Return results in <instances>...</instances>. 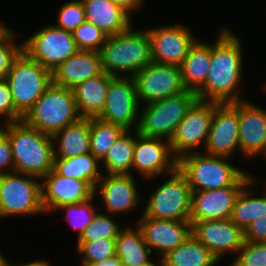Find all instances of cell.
<instances>
[{
    "instance_id": "obj_21",
    "label": "cell",
    "mask_w": 266,
    "mask_h": 266,
    "mask_svg": "<svg viewBox=\"0 0 266 266\" xmlns=\"http://www.w3.org/2000/svg\"><path fill=\"white\" fill-rule=\"evenodd\" d=\"M94 196V188L86 181L65 177L52 169L41 178V202L51 214L65 204L81 203Z\"/></svg>"
},
{
    "instance_id": "obj_27",
    "label": "cell",
    "mask_w": 266,
    "mask_h": 266,
    "mask_svg": "<svg viewBox=\"0 0 266 266\" xmlns=\"http://www.w3.org/2000/svg\"><path fill=\"white\" fill-rule=\"evenodd\" d=\"M211 63V43L198 39L190 48L181 68L187 90L197 91L206 81Z\"/></svg>"
},
{
    "instance_id": "obj_48",
    "label": "cell",
    "mask_w": 266,
    "mask_h": 266,
    "mask_svg": "<svg viewBox=\"0 0 266 266\" xmlns=\"http://www.w3.org/2000/svg\"><path fill=\"white\" fill-rule=\"evenodd\" d=\"M156 258L157 257H155V260H157V261L151 260V261L147 262L146 264L139 265V266H163V260H162V258H160V257H158L157 259Z\"/></svg>"
},
{
    "instance_id": "obj_41",
    "label": "cell",
    "mask_w": 266,
    "mask_h": 266,
    "mask_svg": "<svg viewBox=\"0 0 266 266\" xmlns=\"http://www.w3.org/2000/svg\"><path fill=\"white\" fill-rule=\"evenodd\" d=\"M22 116L15 110L11 92L6 79H0V124L17 122Z\"/></svg>"
},
{
    "instance_id": "obj_32",
    "label": "cell",
    "mask_w": 266,
    "mask_h": 266,
    "mask_svg": "<svg viewBox=\"0 0 266 266\" xmlns=\"http://www.w3.org/2000/svg\"><path fill=\"white\" fill-rule=\"evenodd\" d=\"M135 147V130H126L100 161L106 174H131Z\"/></svg>"
},
{
    "instance_id": "obj_12",
    "label": "cell",
    "mask_w": 266,
    "mask_h": 266,
    "mask_svg": "<svg viewBox=\"0 0 266 266\" xmlns=\"http://www.w3.org/2000/svg\"><path fill=\"white\" fill-rule=\"evenodd\" d=\"M140 109L134 78L113 76L109 80L104 109L97 118L125 130H137Z\"/></svg>"
},
{
    "instance_id": "obj_44",
    "label": "cell",
    "mask_w": 266,
    "mask_h": 266,
    "mask_svg": "<svg viewBox=\"0 0 266 266\" xmlns=\"http://www.w3.org/2000/svg\"><path fill=\"white\" fill-rule=\"evenodd\" d=\"M113 3H116L122 6L125 10H127L132 16L133 13L139 12L141 8H143L145 0H109Z\"/></svg>"
},
{
    "instance_id": "obj_18",
    "label": "cell",
    "mask_w": 266,
    "mask_h": 266,
    "mask_svg": "<svg viewBox=\"0 0 266 266\" xmlns=\"http://www.w3.org/2000/svg\"><path fill=\"white\" fill-rule=\"evenodd\" d=\"M190 223L192 224V234L220 262L225 257L228 258V255L229 257L237 255L245 242L244 230L238 227L230 218Z\"/></svg>"
},
{
    "instance_id": "obj_33",
    "label": "cell",
    "mask_w": 266,
    "mask_h": 266,
    "mask_svg": "<svg viewBox=\"0 0 266 266\" xmlns=\"http://www.w3.org/2000/svg\"><path fill=\"white\" fill-rule=\"evenodd\" d=\"M126 130L99 118H90V153L101 161L109 148Z\"/></svg>"
},
{
    "instance_id": "obj_50",
    "label": "cell",
    "mask_w": 266,
    "mask_h": 266,
    "mask_svg": "<svg viewBox=\"0 0 266 266\" xmlns=\"http://www.w3.org/2000/svg\"><path fill=\"white\" fill-rule=\"evenodd\" d=\"M8 258L5 257L2 252H0V266H3L5 261L7 260Z\"/></svg>"
},
{
    "instance_id": "obj_24",
    "label": "cell",
    "mask_w": 266,
    "mask_h": 266,
    "mask_svg": "<svg viewBox=\"0 0 266 266\" xmlns=\"http://www.w3.org/2000/svg\"><path fill=\"white\" fill-rule=\"evenodd\" d=\"M86 21L97 26L107 36L124 32L132 25V15L109 0H81Z\"/></svg>"
},
{
    "instance_id": "obj_40",
    "label": "cell",
    "mask_w": 266,
    "mask_h": 266,
    "mask_svg": "<svg viewBox=\"0 0 266 266\" xmlns=\"http://www.w3.org/2000/svg\"><path fill=\"white\" fill-rule=\"evenodd\" d=\"M18 33L12 30L0 42V79H5L15 58L23 50V41L17 42Z\"/></svg>"
},
{
    "instance_id": "obj_7",
    "label": "cell",
    "mask_w": 266,
    "mask_h": 266,
    "mask_svg": "<svg viewBox=\"0 0 266 266\" xmlns=\"http://www.w3.org/2000/svg\"><path fill=\"white\" fill-rule=\"evenodd\" d=\"M5 79L15 110L24 117L52 83V72L22 50Z\"/></svg>"
},
{
    "instance_id": "obj_35",
    "label": "cell",
    "mask_w": 266,
    "mask_h": 266,
    "mask_svg": "<svg viewBox=\"0 0 266 266\" xmlns=\"http://www.w3.org/2000/svg\"><path fill=\"white\" fill-rule=\"evenodd\" d=\"M116 238H104L94 241H76V251L80 256V266L105 260L116 255Z\"/></svg>"
},
{
    "instance_id": "obj_34",
    "label": "cell",
    "mask_w": 266,
    "mask_h": 266,
    "mask_svg": "<svg viewBox=\"0 0 266 266\" xmlns=\"http://www.w3.org/2000/svg\"><path fill=\"white\" fill-rule=\"evenodd\" d=\"M94 200H97L96 196L81 203L65 204L57 207L52 214L57 211H64L67 223L73 231H77V239H79L84 229L94 220L97 210H100L98 206L95 207Z\"/></svg>"
},
{
    "instance_id": "obj_6",
    "label": "cell",
    "mask_w": 266,
    "mask_h": 266,
    "mask_svg": "<svg viewBox=\"0 0 266 266\" xmlns=\"http://www.w3.org/2000/svg\"><path fill=\"white\" fill-rule=\"evenodd\" d=\"M198 100L192 90L141 105L137 131L145 137L170 141L179 123Z\"/></svg>"
},
{
    "instance_id": "obj_25",
    "label": "cell",
    "mask_w": 266,
    "mask_h": 266,
    "mask_svg": "<svg viewBox=\"0 0 266 266\" xmlns=\"http://www.w3.org/2000/svg\"><path fill=\"white\" fill-rule=\"evenodd\" d=\"M112 77L103 71L72 89L80 117L97 118L101 114L106 102L109 80Z\"/></svg>"
},
{
    "instance_id": "obj_42",
    "label": "cell",
    "mask_w": 266,
    "mask_h": 266,
    "mask_svg": "<svg viewBox=\"0 0 266 266\" xmlns=\"http://www.w3.org/2000/svg\"><path fill=\"white\" fill-rule=\"evenodd\" d=\"M10 172H14V162L10 140L0 129V175Z\"/></svg>"
},
{
    "instance_id": "obj_36",
    "label": "cell",
    "mask_w": 266,
    "mask_h": 266,
    "mask_svg": "<svg viewBox=\"0 0 266 266\" xmlns=\"http://www.w3.org/2000/svg\"><path fill=\"white\" fill-rule=\"evenodd\" d=\"M101 210L96 213L94 220L84 229L81 237L76 241H94L101 238H117L119 236L123 228L117 222L116 216L114 215L113 217V215Z\"/></svg>"
},
{
    "instance_id": "obj_28",
    "label": "cell",
    "mask_w": 266,
    "mask_h": 266,
    "mask_svg": "<svg viewBox=\"0 0 266 266\" xmlns=\"http://www.w3.org/2000/svg\"><path fill=\"white\" fill-rule=\"evenodd\" d=\"M116 238V255L123 266H139L154 260L153 252L145 243L141 230L135 223L123 225ZM152 255V256H151ZM152 257V258H151Z\"/></svg>"
},
{
    "instance_id": "obj_30",
    "label": "cell",
    "mask_w": 266,
    "mask_h": 266,
    "mask_svg": "<svg viewBox=\"0 0 266 266\" xmlns=\"http://www.w3.org/2000/svg\"><path fill=\"white\" fill-rule=\"evenodd\" d=\"M163 266H216L218 258L191 234L181 245L162 257Z\"/></svg>"
},
{
    "instance_id": "obj_8",
    "label": "cell",
    "mask_w": 266,
    "mask_h": 266,
    "mask_svg": "<svg viewBox=\"0 0 266 266\" xmlns=\"http://www.w3.org/2000/svg\"><path fill=\"white\" fill-rule=\"evenodd\" d=\"M167 180H162L147 197L141 216L154 219L189 221L192 200V188L185 175L177 168L166 174Z\"/></svg>"
},
{
    "instance_id": "obj_52",
    "label": "cell",
    "mask_w": 266,
    "mask_h": 266,
    "mask_svg": "<svg viewBox=\"0 0 266 266\" xmlns=\"http://www.w3.org/2000/svg\"><path fill=\"white\" fill-rule=\"evenodd\" d=\"M231 266H237L233 261H230Z\"/></svg>"
},
{
    "instance_id": "obj_16",
    "label": "cell",
    "mask_w": 266,
    "mask_h": 266,
    "mask_svg": "<svg viewBox=\"0 0 266 266\" xmlns=\"http://www.w3.org/2000/svg\"><path fill=\"white\" fill-rule=\"evenodd\" d=\"M153 62L181 66L190 48L198 40L187 25L167 24L147 28Z\"/></svg>"
},
{
    "instance_id": "obj_49",
    "label": "cell",
    "mask_w": 266,
    "mask_h": 266,
    "mask_svg": "<svg viewBox=\"0 0 266 266\" xmlns=\"http://www.w3.org/2000/svg\"><path fill=\"white\" fill-rule=\"evenodd\" d=\"M13 263L14 262L12 260L10 261L7 259L3 266H20L19 263L18 264H16V262L14 264Z\"/></svg>"
},
{
    "instance_id": "obj_51",
    "label": "cell",
    "mask_w": 266,
    "mask_h": 266,
    "mask_svg": "<svg viewBox=\"0 0 266 266\" xmlns=\"http://www.w3.org/2000/svg\"><path fill=\"white\" fill-rule=\"evenodd\" d=\"M260 88L264 90L263 93L265 92V95H266V81L264 82V84H262V87Z\"/></svg>"
},
{
    "instance_id": "obj_3",
    "label": "cell",
    "mask_w": 266,
    "mask_h": 266,
    "mask_svg": "<svg viewBox=\"0 0 266 266\" xmlns=\"http://www.w3.org/2000/svg\"><path fill=\"white\" fill-rule=\"evenodd\" d=\"M102 70L111 76L133 77L153 62L147 28L134 23L124 32L108 36L99 51Z\"/></svg>"
},
{
    "instance_id": "obj_22",
    "label": "cell",
    "mask_w": 266,
    "mask_h": 266,
    "mask_svg": "<svg viewBox=\"0 0 266 266\" xmlns=\"http://www.w3.org/2000/svg\"><path fill=\"white\" fill-rule=\"evenodd\" d=\"M244 186L192 191L190 222L229 219L237 196Z\"/></svg>"
},
{
    "instance_id": "obj_29",
    "label": "cell",
    "mask_w": 266,
    "mask_h": 266,
    "mask_svg": "<svg viewBox=\"0 0 266 266\" xmlns=\"http://www.w3.org/2000/svg\"><path fill=\"white\" fill-rule=\"evenodd\" d=\"M263 181H258L254 176L240 191L236 198L232 215L230 219L240 228L245 230L254 220L266 214V185L263 193L254 192L256 184ZM252 188V189H251ZM254 193V194H253ZM257 194V195H255Z\"/></svg>"
},
{
    "instance_id": "obj_43",
    "label": "cell",
    "mask_w": 266,
    "mask_h": 266,
    "mask_svg": "<svg viewBox=\"0 0 266 266\" xmlns=\"http://www.w3.org/2000/svg\"><path fill=\"white\" fill-rule=\"evenodd\" d=\"M244 237L248 242H266V214L247 226Z\"/></svg>"
},
{
    "instance_id": "obj_5",
    "label": "cell",
    "mask_w": 266,
    "mask_h": 266,
    "mask_svg": "<svg viewBox=\"0 0 266 266\" xmlns=\"http://www.w3.org/2000/svg\"><path fill=\"white\" fill-rule=\"evenodd\" d=\"M79 118L73 90L51 83L22 120L53 136Z\"/></svg>"
},
{
    "instance_id": "obj_26",
    "label": "cell",
    "mask_w": 266,
    "mask_h": 266,
    "mask_svg": "<svg viewBox=\"0 0 266 266\" xmlns=\"http://www.w3.org/2000/svg\"><path fill=\"white\" fill-rule=\"evenodd\" d=\"M54 158H72L90 153V118H79L53 136Z\"/></svg>"
},
{
    "instance_id": "obj_46",
    "label": "cell",
    "mask_w": 266,
    "mask_h": 266,
    "mask_svg": "<svg viewBox=\"0 0 266 266\" xmlns=\"http://www.w3.org/2000/svg\"><path fill=\"white\" fill-rule=\"evenodd\" d=\"M30 260L24 263L19 264L20 266H51V262L48 259H36L34 261Z\"/></svg>"
},
{
    "instance_id": "obj_11",
    "label": "cell",
    "mask_w": 266,
    "mask_h": 266,
    "mask_svg": "<svg viewBox=\"0 0 266 266\" xmlns=\"http://www.w3.org/2000/svg\"><path fill=\"white\" fill-rule=\"evenodd\" d=\"M214 102L197 100L179 123L169 143L179 160L190 153L203 152L211 126Z\"/></svg>"
},
{
    "instance_id": "obj_17",
    "label": "cell",
    "mask_w": 266,
    "mask_h": 266,
    "mask_svg": "<svg viewBox=\"0 0 266 266\" xmlns=\"http://www.w3.org/2000/svg\"><path fill=\"white\" fill-rule=\"evenodd\" d=\"M239 115V148L241 158H266V109L248 99L232 103Z\"/></svg>"
},
{
    "instance_id": "obj_2",
    "label": "cell",
    "mask_w": 266,
    "mask_h": 266,
    "mask_svg": "<svg viewBox=\"0 0 266 266\" xmlns=\"http://www.w3.org/2000/svg\"><path fill=\"white\" fill-rule=\"evenodd\" d=\"M10 140L14 171L34 175H47L54 164L52 136L27 125L23 120L0 125Z\"/></svg>"
},
{
    "instance_id": "obj_9",
    "label": "cell",
    "mask_w": 266,
    "mask_h": 266,
    "mask_svg": "<svg viewBox=\"0 0 266 266\" xmlns=\"http://www.w3.org/2000/svg\"><path fill=\"white\" fill-rule=\"evenodd\" d=\"M46 215L41 202V178L18 172L0 175V220Z\"/></svg>"
},
{
    "instance_id": "obj_14",
    "label": "cell",
    "mask_w": 266,
    "mask_h": 266,
    "mask_svg": "<svg viewBox=\"0 0 266 266\" xmlns=\"http://www.w3.org/2000/svg\"><path fill=\"white\" fill-rule=\"evenodd\" d=\"M137 98L142 105L178 95L187 90L182 81L181 68L152 62L133 76Z\"/></svg>"
},
{
    "instance_id": "obj_13",
    "label": "cell",
    "mask_w": 266,
    "mask_h": 266,
    "mask_svg": "<svg viewBox=\"0 0 266 266\" xmlns=\"http://www.w3.org/2000/svg\"><path fill=\"white\" fill-rule=\"evenodd\" d=\"M178 159L174 156L168 140L145 137L135 130V147L132 162V175L137 174L146 181L156 180L161 175L174 172ZM136 172V173H135ZM135 173V174H134Z\"/></svg>"
},
{
    "instance_id": "obj_19",
    "label": "cell",
    "mask_w": 266,
    "mask_h": 266,
    "mask_svg": "<svg viewBox=\"0 0 266 266\" xmlns=\"http://www.w3.org/2000/svg\"><path fill=\"white\" fill-rule=\"evenodd\" d=\"M239 115L232 103L214 102L210 131L203 153L231 158L239 148Z\"/></svg>"
},
{
    "instance_id": "obj_31",
    "label": "cell",
    "mask_w": 266,
    "mask_h": 266,
    "mask_svg": "<svg viewBox=\"0 0 266 266\" xmlns=\"http://www.w3.org/2000/svg\"><path fill=\"white\" fill-rule=\"evenodd\" d=\"M100 161L91 153L72 158H54L53 169L60 175L88 182L93 188L103 176Z\"/></svg>"
},
{
    "instance_id": "obj_4",
    "label": "cell",
    "mask_w": 266,
    "mask_h": 266,
    "mask_svg": "<svg viewBox=\"0 0 266 266\" xmlns=\"http://www.w3.org/2000/svg\"><path fill=\"white\" fill-rule=\"evenodd\" d=\"M231 158L190 153L178 160V169L185 175L192 191L245 186L255 175L237 168Z\"/></svg>"
},
{
    "instance_id": "obj_23",
    "label": "cell",
    "mask_w": 266,
    "mask_h": 266,
    "mask_svg": "<svg viewBox=\"0 0 266 266\" xmlns=\"http://www.w3.org/2000/svg\"><path fill=\"white\" fill-rule=\"evenodd\" d=\"M103 72L98 51L79 50L52 71V83L73 89L86 79Z\"/></svg>"
},
{
    "instance_id": "obj_47",
    "label": "cell",
    "mask_w": 266,
    "mask_h": 266,
    "mask_svg": "<svg viewBox=\"0 0 266 266\" xmlns=\"http://www.w3.org/2000/svg\"><path fill=\"white\" fill-rule=\"evenodd\" d=\"M13 29L7 27L3 20L0 21V42L12 31Z\"/></svg>"
},
{
    "instance_id": "obj_37",
    "label": "cell",
    "mask_w": 266,
    "mask_h": 266,
    "mask_svg": "<svg viewBox=\"0 0 266 266\" xmlns=\"http://www.w3.org/2000/svg\"><path fill=\"white\" fill-rule=\"evenodd\" d=\"M73 38L79 50L100 51L108 37L97 26L83 22L73 32Z\"/></svg>"
},
{
    "instance_id": "obj_15",
    "label": "cell",
    "mask_w": 266,
    "mask_h": 266,
    "mask_svg": "<svg viewBox=\"0 0 266 266\" xmlns=\"http://www.w3.org/2000/svg\"><path fill=\"white\" fill-rule=\"evenodd\" d=\"M137 180L131 174H104L94 188V196L100 198L102 209L111 215L134 212L142 201ZM98 196V197H97Z\"/></svg>"
},
{
    "instance_id": "obj_1",
    "label": "cell",
    "mask_w": 266,
    "mask_h": 266,
    "mask_svg": "<svg viewBox=\"0 0 266 266\" xmlns=\"http://www.w3.org/2000/svg\"><path fill=\"white\" fill-rule=\"evenodd\" d=\"M226 25L211 43V63L205 83L196 91L198 100L219 104L245 100L240 92L244 73V42ZM241 84V85H240Z\"/></svg>"
},
{
    "instance_id": "obj_45",
    "label": "cell",
    "mask_w": 266,
    "mask_h": 266,
    "mask_svg": "<svg viewBox=\"0 0 266 266\" xmlns=\"http://www.w3.org/2000/svg\"><path fill=\"white\" fill-rule=\"evenodd\" d=\"M87 266H123V265L118 256L114 255L112 257L106 258L105 260L92 262Z\"/></svg>"
},
{
    "instance_id": "obj_39",
    "label": "cell",
    "mask_w": 266,
    "mask_h": 266,
    "mask_svg": "<svg viewBox=\"0 0 266 266\" xmlns=\"http://www.w3.org/2000/svg\"><path fill=\"white\" fill-rule=\"evenodd\" d=\"M232 258L237 266H266V242L245 241Z\"/></svg>"
},
{
    "instance_id": "obj_38",
    "label": "cell",
    "mask_w": 266,
    "mask_h": 266,
    "mask_svg": "<svg viewBox=\"0 0 266 266\" xmlns=\"http://www.w3.org/2000/svg\"><path fill=\"white\" fill-rule=\"evenodd\" d=\"M56 27L73 32L80 24L86 21L85 10L81 0H70L59 7Z\"/></svg>"
},
{
    "instance_id": "obj_10",
    "label": "cell",
    "mask_w": 266,
    "mask_h": 266,
    "mask_svg": "<svg viewBox=\"0 0 266 266\" xmlns=\"http://www.w3.org/2000/svg\"><path fill=\"white\" fill-rule=\"evenodd\" d=\"M23 41V51L51 72L79 51L73 34L53 23L47 24Z\"/></svg>"
},
{
    "instance_id": "obj_20",
    "label": "cell",
    "mask_w": 266,
    "mask_h": 266,
    "mask_svg": "<svg viewBox=\"0 0 266 266\" xmlns=\"http://www.w3.org/2000/svg\"><path fill=\"white\" fill-rule=\"evenodd\" d=\"M134 223L141 230L143 239L150 250L162 258L181 245L191 234L190 221L154 219L148 216L137 217Z\"/></svg>"
}]
</instances>
